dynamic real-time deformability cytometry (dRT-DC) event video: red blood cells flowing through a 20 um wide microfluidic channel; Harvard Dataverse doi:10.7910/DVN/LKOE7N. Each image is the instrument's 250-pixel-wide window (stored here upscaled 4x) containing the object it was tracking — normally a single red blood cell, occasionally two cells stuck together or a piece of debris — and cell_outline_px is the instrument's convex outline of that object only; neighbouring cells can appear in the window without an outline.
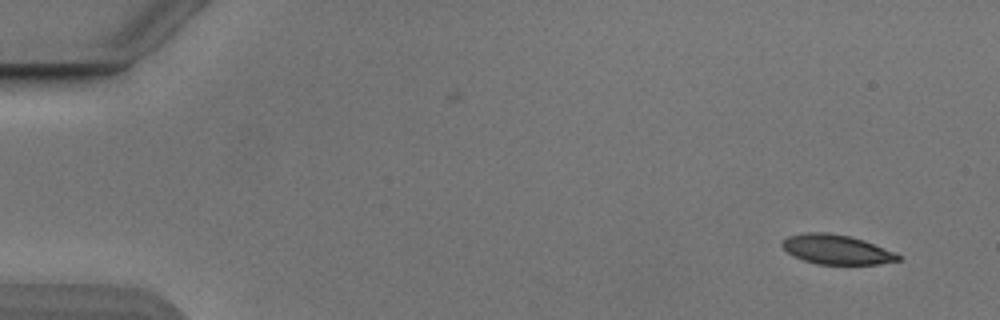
{"species": "Egyptian fruit bat (a non-hibernating species)", "species_latin": "Rousettus aegyptiacus", "temperature_condition": "cold", "stored_images_in_passage": 51, "camera_frame_rate_fps": 3000, "um_per_image_px": 0.085, "animal": {"sex": "male"}, "frame": {"image": 1, "passage_image": 1, "time_ms": 0.0, "image_size_px": [1000, 320], "cell_outline_px": [[904, 256], [900, 260], [880, 264], [816, 264], [792, 256], [780, 244], [788, 236], [804, 232], [824, 232], [848, 236], [864, 240]], "centroid_in_image_um": [71.11, 21.21], "position_along_channel_um": 13.9, "area_um2": 19.94}}
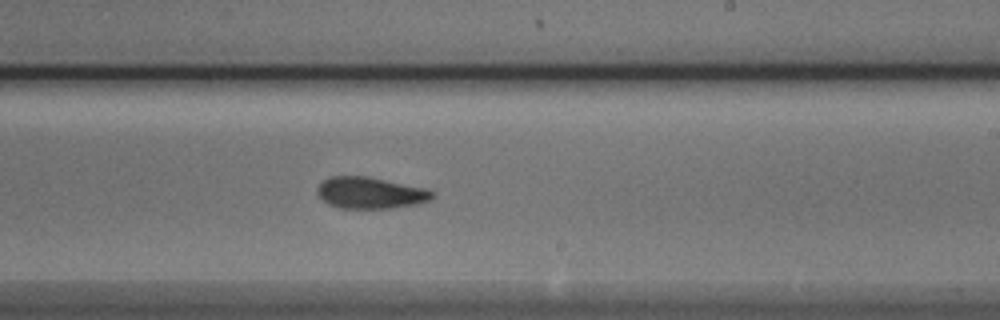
{"frame": {"image": 2, "passage_image": 30, "time_ms": 9.667, "image_size_px": [1000, 320], "cell_outline_px": [[436, 196], [432, 200], [416, 204], [396, 208], [340, 208], [328, 204], [316, 192], [316, 188], [324, 180], [332, 176], [368, 176], [428, 188], [436, 192]], "centroid_in_image_um": [31.56, 16.39], "position_along_channel_um": 257.4, "area_um2": 21.44}}
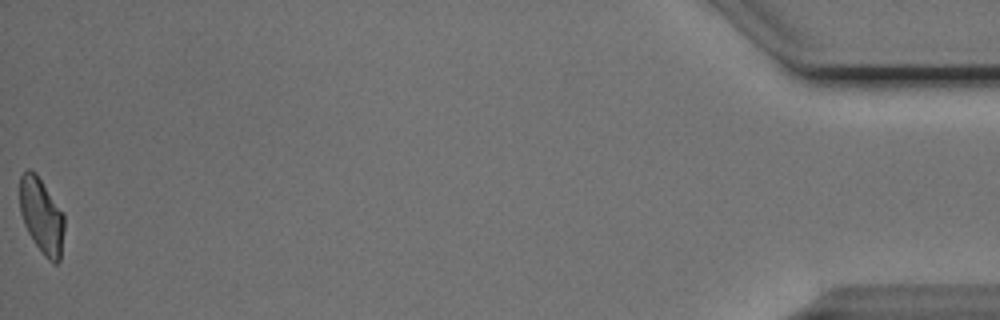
{"frame": {"image": 3, "passage_image": 51, "time_ms": 16.667, "image_size_px": [1000, 320], "cell_outline_px": [[64, 228], [60, 260], [56, 264], [48, 260], [44, 256], [28, 232], [24, 224], [20, 212], [20, 176], [28, 168], [36, 172], [64, 216]], "centroid_in_image_um": [3.52, 18.35], "position_along_channel_um": 431.7, "area_um2": 19.31}, "authors_computed_cell_mechanics": {"area_um2": 20.9814, "velocity_mm_per_s": 3.8672, "shape_relaxation_time_tau1_ms": 4.5446, "shape_relaxation_time_tau2_ms": 3.0752, "deformation_change_tau1": 0.1285, "deformation_change_tau2": 0.0926}}